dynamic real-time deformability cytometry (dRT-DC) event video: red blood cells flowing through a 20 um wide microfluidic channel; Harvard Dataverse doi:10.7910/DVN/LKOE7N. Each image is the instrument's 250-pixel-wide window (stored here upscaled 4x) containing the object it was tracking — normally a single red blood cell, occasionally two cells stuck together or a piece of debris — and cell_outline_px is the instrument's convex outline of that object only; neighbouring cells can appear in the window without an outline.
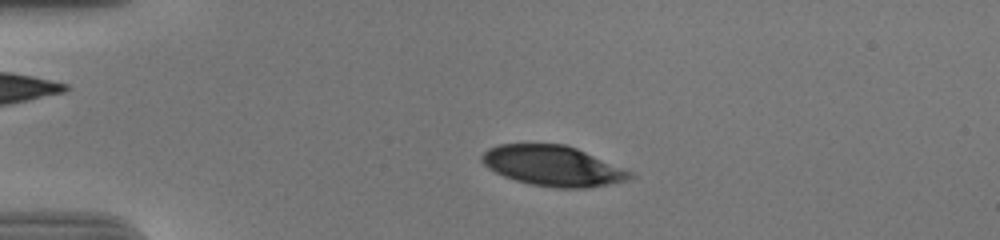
{"species": "human", "species_latin": "Homo sapiens", "temperature_condition": "cold", "stored_images_in_passage": 53, "camera_frame_rate_fps": 3000, "um_per_image_px": 0.085, "donor": {"sex": "male"}, "frame": {"image": 1, "passage_image": 10, "time_ms": 3.0, "image_size_px": [1000, 240], "cell_outline_px": [[636, 176], [628, 180], [588, 188], [556, 188], [532, 184], [516, 180], [504, 176], [488, 168], [480, 160], [480, 156], [488, 148], [500, 144], [564, 144], [576, 148], [632, 172]], "centroid_in_image_um": [46.98, 14.1], "position_along_channel_um": 38.0, "area_um2": 34.56}}
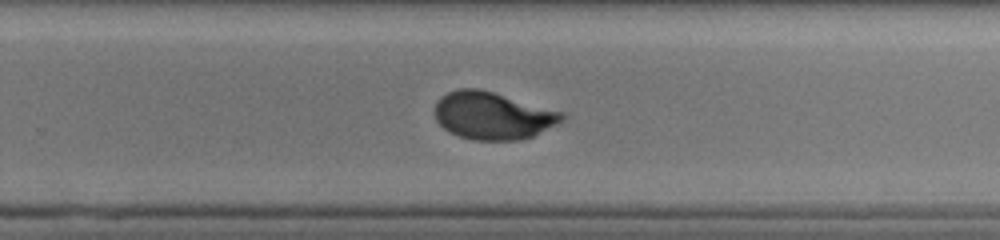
{"frame": {"image": 2, "passage_image": 34, "time_ms": 11.0, "image_size_px": [1000, 240], "cell_outline_px": [[568, 116], [564, 120], [532, 136], [520, 140], [472, 140], [448, 132], [436, 120], [432, 112], [432, 108], [436, 100], [440, 96], [448, 92], [460, 88], [476, 88], [492, 92], [564, 112]], "centroid_in_image_um": [41.83, 9.83], "position_along_channel_um": 288.0, "area_um2": 35.37}}
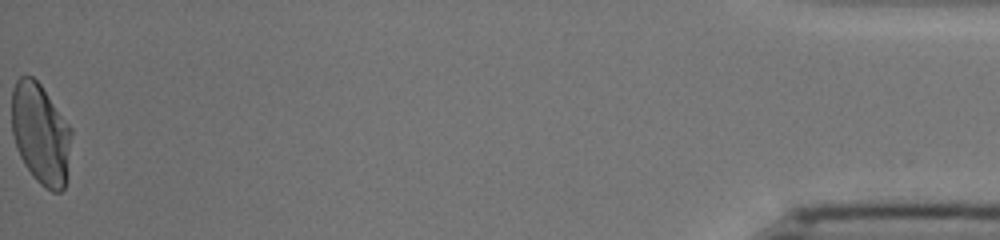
{"frame": {"image": 3, "passage_image": 53, "time_ms": 17.333, "image_size_px": [1000, 240], "cell_outline_px": [[72, 132], [68, 176], [64, 188], [60, 192], [52, 192], [44, 188], [32, 176], [24, 164], [16, 148], [12, 132], [12, 88], [16, 80], [20, 76], [32, 76], [40, 84], [72, 128]], "centroid_in_image_um": [3.47, 11.41], "position_along_channel_um": 431.7, "area_um2": 35.55}, "authors_computed_cell_mechanics": {"area_um2": 35.3736, "velocity_mm_per_s": 3.7132, "shape_relaxation_time_tau1_ms": 5.7784, "shape_relaxation_time_tau2_ms": null, "deformation_change_tau1": 0.2112, "deformation_change_tau2": null}}